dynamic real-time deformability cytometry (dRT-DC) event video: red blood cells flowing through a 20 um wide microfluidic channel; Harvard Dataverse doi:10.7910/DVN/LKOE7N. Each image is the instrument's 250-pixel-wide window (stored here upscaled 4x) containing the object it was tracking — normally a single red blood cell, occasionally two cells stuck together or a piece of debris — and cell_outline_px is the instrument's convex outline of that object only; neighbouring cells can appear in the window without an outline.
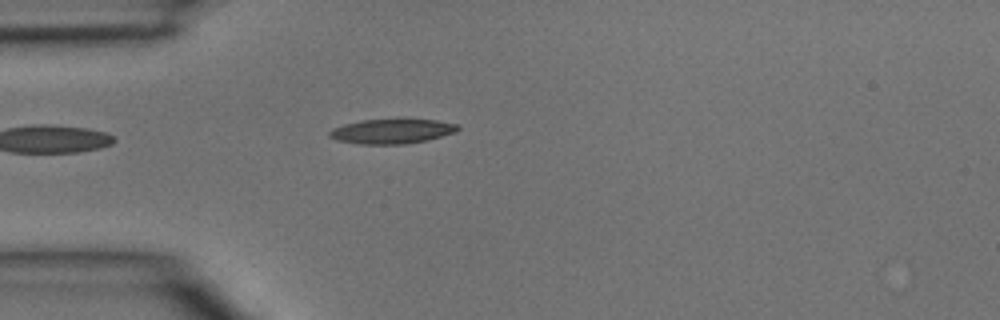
{"species": "common noctule bat (a hibernating species)", "species_latin": "Nyctalus noctula", "temperature_condition": "room temperature", "stored_images_in_passage": 2, "camera_frame_rate_fps": 3000, "um_per_image_px": 0.085, "animal": {"sex": "male", "body_mass_g": 15.6}, "frame": {"image": 1, "passage_image": 2, "time_ms": 0.333, "image_size_px": [1000, 320], "cell_outline_px": [[460, 128], [456, 132], [428, 140], [404, 144], [360, 144], [336, 140], [328, 136], [328, 132], [332, 128], [344, 124], [364, 120], [436, 120], [460, 124]], "centroid_in_image_um": [33.32, 11.17], "position_along_channel_um": 51.7, "area_um2": 18.38}}